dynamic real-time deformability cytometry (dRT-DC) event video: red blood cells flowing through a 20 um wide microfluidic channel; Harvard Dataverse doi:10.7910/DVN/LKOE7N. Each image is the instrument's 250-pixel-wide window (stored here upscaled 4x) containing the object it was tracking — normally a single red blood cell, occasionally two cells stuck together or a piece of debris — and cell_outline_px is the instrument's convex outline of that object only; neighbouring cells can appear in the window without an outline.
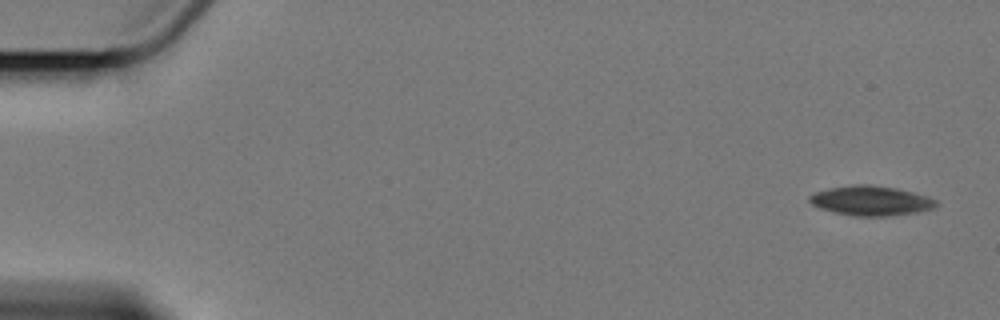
{"species": "Egyptian fruit bat (a non-hibernating species)", "species_latin": "Rousettus aegyptiacus", "temperature_condition": "cold", "stored_images_in_passage": 6, "camera_frame_rate_fps": 3000, "um_per_image_px": 0.085, "animal": {"sex": "female"}, "frame": {"image": 1, "passage_image": 1, "time_ms": 0.0, "image_size_px": [1000, 320], "cell_outline_px": [[936, 204], [932, 208], [916, 212], [888, 216], [852, 216], [832, 212], [820, 208], [812, 204], [808, 200], [808, 196], [816, 192], [828, 188], [856, 184], [868, 184], [896, 188], [928, 196], [936, 200]], "centroid_in_image_um": [73.98, 17.06], "position_along_channel_um": 11.0, "area_um2": 21.85}}
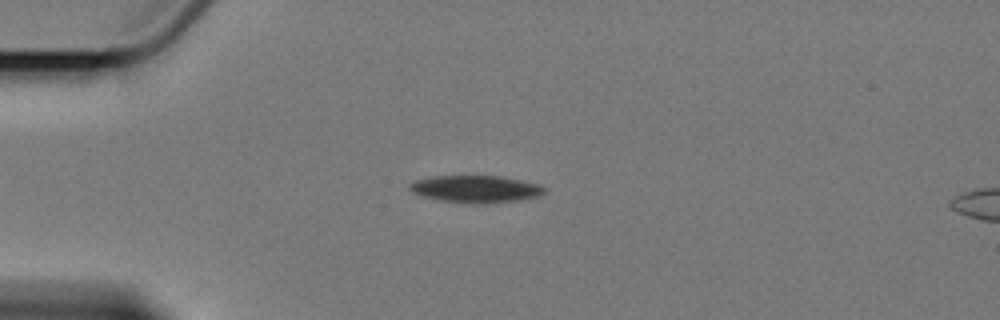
{"frame": {"image": 2, "passage_image": 4, "time_ms": 4.333, "image_size_px": [1000, 320], "cell_outline_px": [[544, 192], [540, 196], [520, 200], [484, 204], [472, 204], [440, 200], [424, 196], [412, 192], [408, 188], [408, 184], [416, 180], [436, 176], [500, 176], [540, 184], [544, 188]], "centroid_in_image_um": [40.45, 16.07], "position_along_channel_um": 44.6, "area_um2": 21.33}}
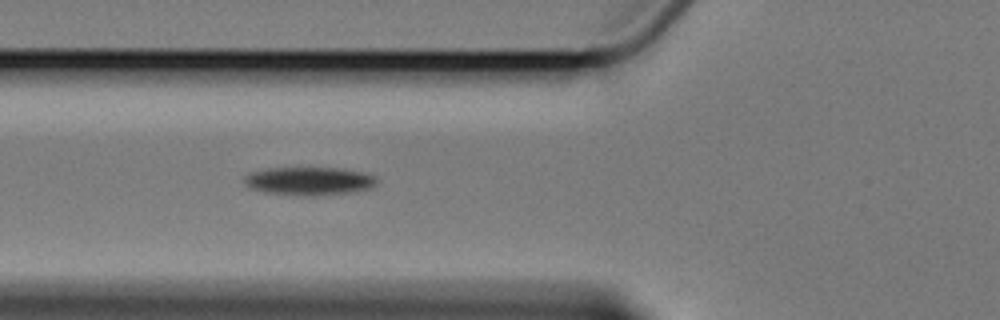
{"frame": {"image": 3, "passage_image": 6, "time_ms": 6.667, "image_size_px": [1000, 320], "cell_outline_px": [[376, 184], [372, 188], [348, 192], [308, 196], [304, 196], [264, 192], [252, 188], [244, 184], [244, 176], [248, 172], [268, 168], [340, 168], [364, 172], [376, 176]], "centroid_in_image_um": [26.26, 15.38], "position_along_channel_um": 99.5, "area_um2": 21.79}}